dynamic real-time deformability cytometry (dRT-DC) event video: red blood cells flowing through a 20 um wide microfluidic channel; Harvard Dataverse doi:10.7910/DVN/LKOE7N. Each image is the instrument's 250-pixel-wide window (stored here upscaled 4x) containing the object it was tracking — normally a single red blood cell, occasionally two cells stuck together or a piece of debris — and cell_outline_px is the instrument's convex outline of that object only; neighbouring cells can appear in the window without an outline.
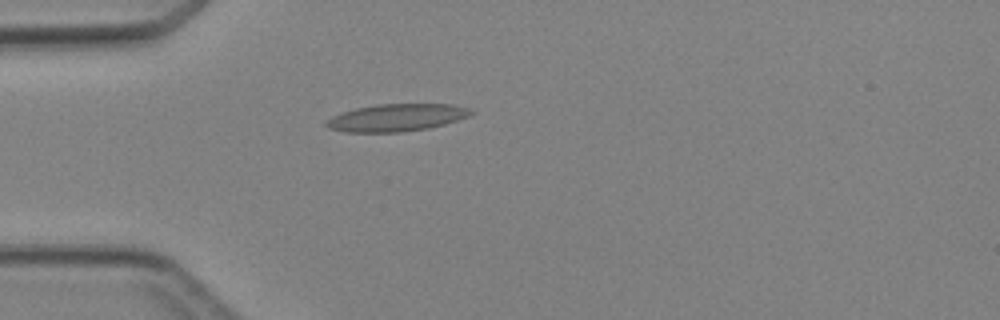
{"species": "Egyptian fruit bat (a non-hibernating species)", "species_latin": "Rousettus aegyptiacus", "temperature_condition": "cold", "stored_images_in_passage": 6, "camera_frame_rate_fps": 3000, "um_per_image_px": 0.085, "animal": {"sex": "female"}, "frame": {"image": 1, "passage_image": 6, "time_ms": 6.667, "image_size_px": [1000, 320], "cell_outline_px": [[476, 112], [468, 116], [444, 124], [428, 128], [400, 132], [344, 132], [328, 128], [324, 124], [332, 116], [340, 112], [356, 108], [376, 104], [452, 104], [472, 108]], "centroid_in_image_um": [33.71, 9.99], "position_along_channel_um": 51.3, "area_um2": 23.18}}